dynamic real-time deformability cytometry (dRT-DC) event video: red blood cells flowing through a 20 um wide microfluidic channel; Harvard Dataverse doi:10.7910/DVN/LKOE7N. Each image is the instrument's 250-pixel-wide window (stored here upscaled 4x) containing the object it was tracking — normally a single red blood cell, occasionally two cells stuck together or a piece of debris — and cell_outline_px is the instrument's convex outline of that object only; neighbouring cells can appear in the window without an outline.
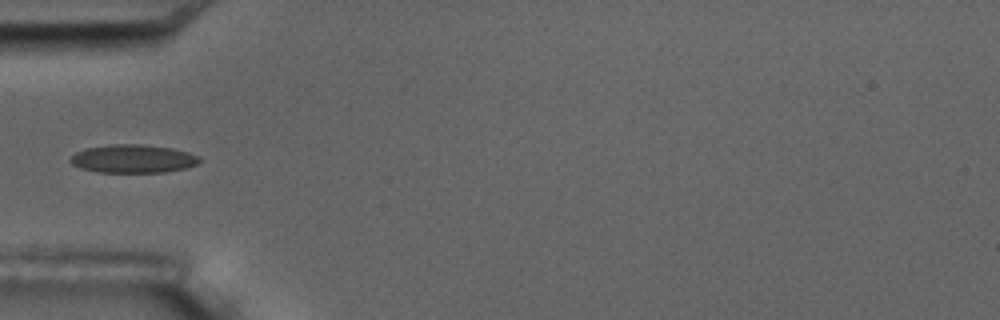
{"species": "common noctule bat (a hibernating species)", "species_latin": "Nyctalus noctula", "temperature_condition": "room temperature", "stored_images_in_passage": 5, "camera_frame_rate_fps": 3000, "um_per_image_px": 0.085, "animal": {"sex": "male", "body_mass_g": 17.5, "forearm_length_mm": 52.3}, "frame": {"image": 1, "passage_image": 5, "time_ms": 4.667, "image_size_px": [1000, 320], "cell_outline_px": [[204, 160], [200, 164], [184, 168], [164, 172], [96, 172], [80, 168], [72, 164], [68, 160], [76, 152], [84, 148], [108, 144], [140, 144], [172, 148], [188, 152], [200, 156]], "centroid_in_image_um": [11.33, 13.49], "position_along_channel_um": 73.7, "area_um2": 21.56}}